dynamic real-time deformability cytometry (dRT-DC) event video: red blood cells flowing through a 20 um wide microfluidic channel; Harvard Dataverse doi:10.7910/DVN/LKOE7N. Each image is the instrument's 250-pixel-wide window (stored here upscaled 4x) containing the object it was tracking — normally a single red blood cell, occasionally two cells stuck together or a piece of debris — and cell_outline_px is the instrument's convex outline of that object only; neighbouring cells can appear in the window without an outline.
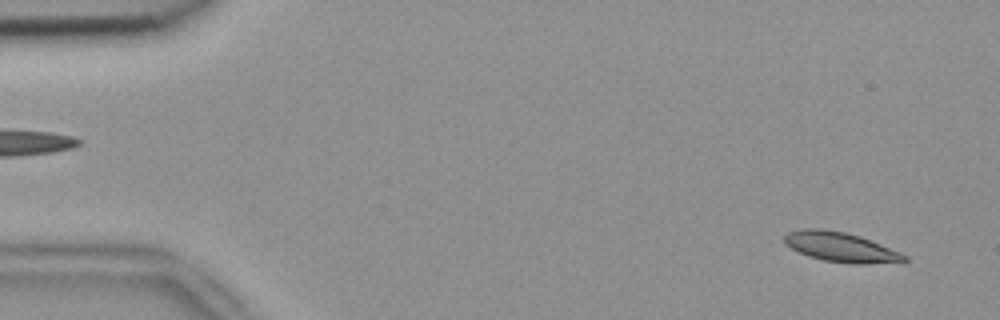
{"species": "common noctule bat (a hibernating species)", "species_latin": "Nyctalus noctula", "temperature_condition": "room temperature", "stored_images_in_passage": 3, "camera_frame_rate_fps": 3000, "um_per_image_px": 0.085, "animal": {"sex": "female", "body_mass_g": 18.4}, "frame": {"image": 1, "passage_image": 3, "time_ms": 0.667, "image_size_px": [1000, 320], "cell_outline_px": [[908, 260], [904, 264], [852, 264], [824, 260], [808, 256], [784, 244], [784, 236], [788, 232], [800, 228], [824, 228], [844, 232], [860, 236], [900, 252], [908, 256]], "centroid_in_image_um": [71.53, 21.02], "position_along_channel_um": 13.5, "area_um2": 21.21}}